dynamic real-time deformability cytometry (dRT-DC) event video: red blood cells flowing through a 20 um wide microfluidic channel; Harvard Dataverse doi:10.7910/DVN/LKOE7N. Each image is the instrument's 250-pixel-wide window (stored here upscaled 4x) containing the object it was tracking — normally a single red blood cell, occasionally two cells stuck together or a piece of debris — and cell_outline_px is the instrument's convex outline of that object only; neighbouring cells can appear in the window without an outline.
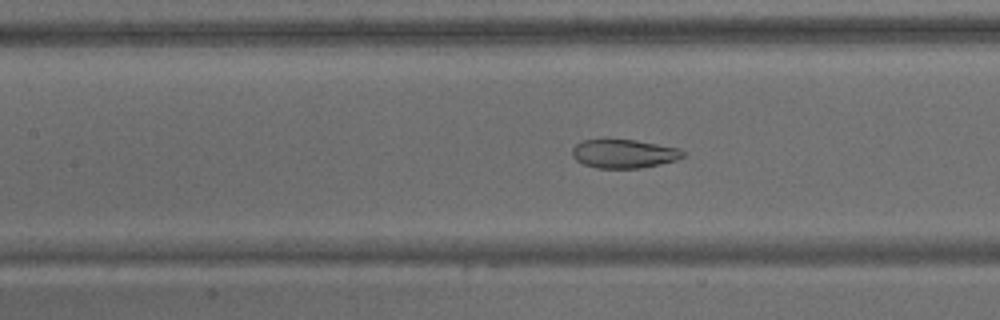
{"species": "common noctule bat (a hibernating species)", "species_latin": "Nyctalus noctula", "temperature_condition": "warm", "stored_images_in_passage": 65, "camera_frame_rate_fps": 3000, "um_per_image_px": 0.085, "animal": {"sex": "male", "body_mass_g": 15.6}, "frame": {"image": 1, "passage_image": 29, "time_ms": 9.333, "image_size_px": [1000, 320], "cell_outline_px": [[684, 156], [676, 160], [660, 164], [640, 168], [596, 168], [584, 164], [576, 160], [572, 156], [572, 148], [576, 144], [584, 140], [636, 140], [676, 148], [684, 152]], "centroid_in_image_um": [53.0, 13.07], "position_along_channel_um": 154.4, "area_um2": 18.26}}
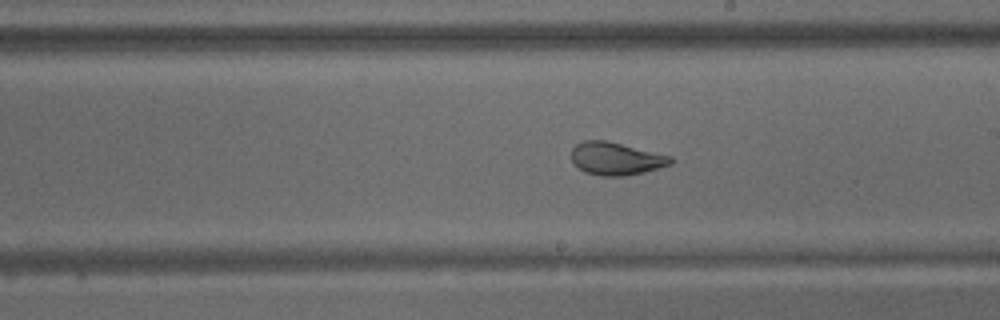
{"frame": {"image": 2, "passage_image": 37, "time_ms": 12.0, "image_size_px": [1000, 320], "cell_outline_px": [[672, 164], [644, 172], [624, 176], [600, 176], [584, 172], [572, 160], [572, 148], [576, 144], [584, 140], [608, 140], [672, 156]], "centroid_in_image_um": [52.37, 13.47], "position_along_channel_um": 236.6, "area_um2": 19.02}}
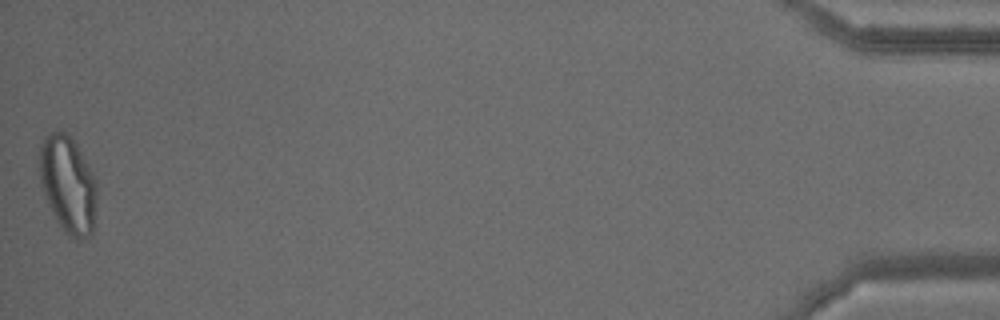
{"frame": {"image": 3, "passage_image": 65, "time_ms": 21.333, "image_size_px": [1000, 320], "cell_outline_px": [[96, 204], [92, 236], [80, 240], [68, 236], [64, 232], [56, 220], [48, 204], [40, 184], [36, 156], [40, 144], [44, 136], [52, 132], [64, 128], [76, 144], [96, 176]], "centroid_in_image_um": [5.75, 15.64], "position_along_channel_um": 429.5, "area_um2": 33.52}, "authors_computed_cell_mechanics": {"area_um2": 25.721, "velocity_mm_per_s": 3.0924, "shape_relaxation_time_tau1_ms": null, "shape_relaxation_time_tau2_ms": 1.2866, "deformation_change_tau1": null, "deformation_change_tau2": 0.0722}}